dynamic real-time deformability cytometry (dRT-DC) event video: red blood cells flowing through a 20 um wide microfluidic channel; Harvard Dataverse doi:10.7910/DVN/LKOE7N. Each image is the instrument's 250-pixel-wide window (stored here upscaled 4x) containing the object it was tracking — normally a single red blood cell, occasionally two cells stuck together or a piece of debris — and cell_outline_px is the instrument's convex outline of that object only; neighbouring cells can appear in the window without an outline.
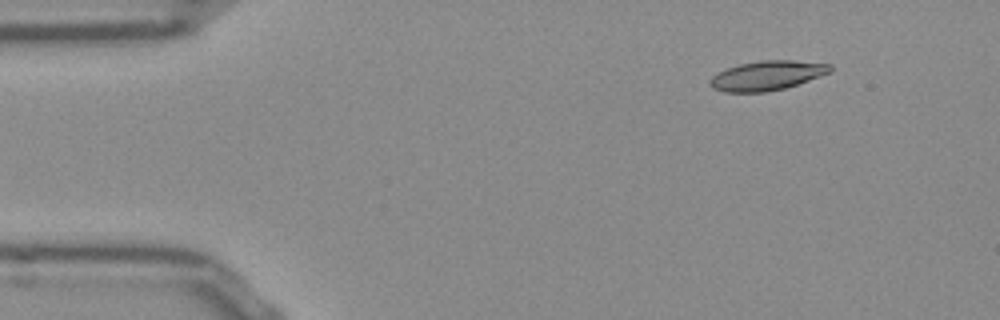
{"species": "Egyptian fruit bat (a non-hibernating species)", "species_latin": "Rousettus aegyptiacus", "temperature_condition": "room temperature", "stored_images_in_passage": 48, "camera_frame_rate_fps": 3000, "um_per_image_px": 0.085, "frame": {"image": 1, "passage_image": 2, "time_ms": 0.333, "image_size_px": [1000, 320], "cell_outline_px": [[832, 72], [784, 88], [764, 92], [724, 92], [712, 88], [708, 84], [708, 80], [712, 76], [728, 68], [740, 64], [760, 60], [792, 60], [832, 64]], "centroid_in_image_um": [65.19, 6.42], "position_along_channel_um": 19.8, "area_um2": 20.58}}
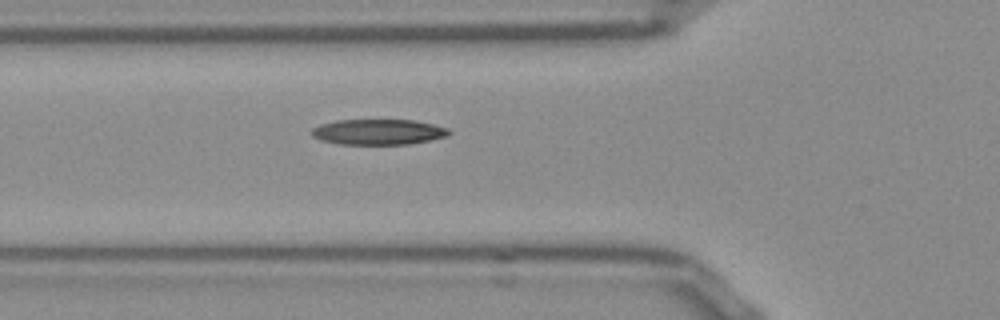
{"frame": {"image": 2, "passage_image": 14, "time_ms": 4.333, "image_size_px": [1000, 320], "cell_outline_px": [[452, 132], [448, 136], [408, 144], [340, 144], [320, 140], [312, 136], [308, 132], [312, 128], [320, 124], [336, 120], [416, 120], [448, 128]], "centroid_in_image_um": [32.12, 11.21], "position_along_channel_um": 93.7, "area_um2": 20.52}}
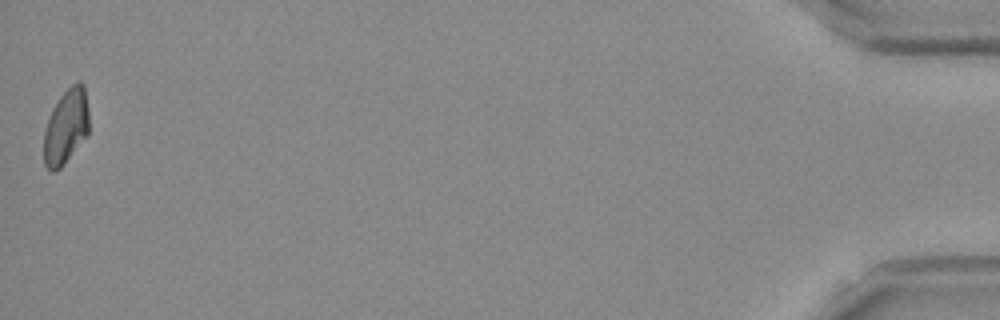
{"frame": {"image": 3, "passage_image": 48, "time_ms": 15.667, "image_size_px": [1000, 320], "cell_outline_px": [[88, 136], [64, 164], [60, 168], [52, 172], [44, 164], [44, 132], [52, 108], [60, 96], [76, 80], [80, 80], [84, 84], [88, 108]], "centroid_in_image_um": [5.63, 10.75], "position_along_channel_um": 429.6, "area_um2": 19.88}, "authors_computed_cell_mechanics": {"area_um2": 20.5479, "velocity_mm_per_s": 3.8454, "shape_relaxation_time_tau1_ms": null, "shape_relaxation_time_tau2_ms": 9.6138, "deformation_change_tau1": null, "deformation_change_tau2": 0.1818}}